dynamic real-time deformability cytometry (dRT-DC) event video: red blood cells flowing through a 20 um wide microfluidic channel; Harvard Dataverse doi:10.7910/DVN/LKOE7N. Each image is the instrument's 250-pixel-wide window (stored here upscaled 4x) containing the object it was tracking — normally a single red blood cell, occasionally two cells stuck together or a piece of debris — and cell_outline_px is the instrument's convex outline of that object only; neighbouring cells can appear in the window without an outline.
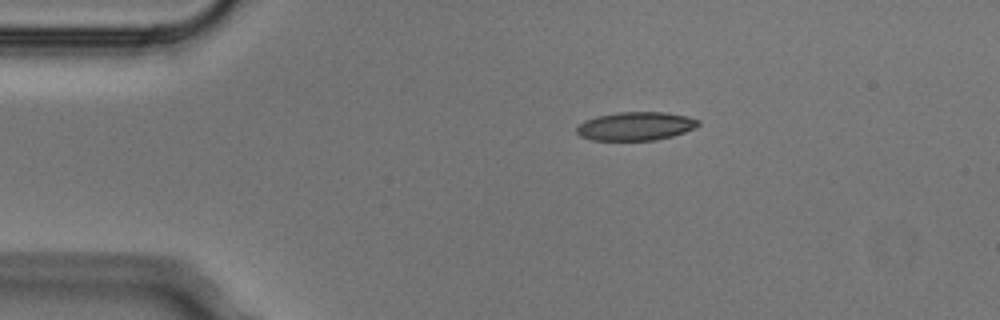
{"species": "Egyptian fruit bat (a non-hibernating species)", "species_latin": "Rousettus aegyptiacus", "temperature_condition": "cold", "stored_images_in_passage": 3, "camera_frame_rate_fps": 3000, "um_per_image_px": 0.085, "animal": {"sex": "male"}, "frame": {"image": 1, "passage_image": 1, "time_ms": 0.0, "image_size_px": [1000, 320], "cell_outline_px": [[700, 124], [684, 132], [672, 136], [656, 140], [592, 140], [580, 136], [576, 132], [576, 128], [584, 120], [596, 116], [620, 112], [668, 112], [688, 116], [700, 120]], "centroid_in_image_um": [54.03, 10.72], "position_along_channel_um": 31.0, "area_um2": 20.23}}